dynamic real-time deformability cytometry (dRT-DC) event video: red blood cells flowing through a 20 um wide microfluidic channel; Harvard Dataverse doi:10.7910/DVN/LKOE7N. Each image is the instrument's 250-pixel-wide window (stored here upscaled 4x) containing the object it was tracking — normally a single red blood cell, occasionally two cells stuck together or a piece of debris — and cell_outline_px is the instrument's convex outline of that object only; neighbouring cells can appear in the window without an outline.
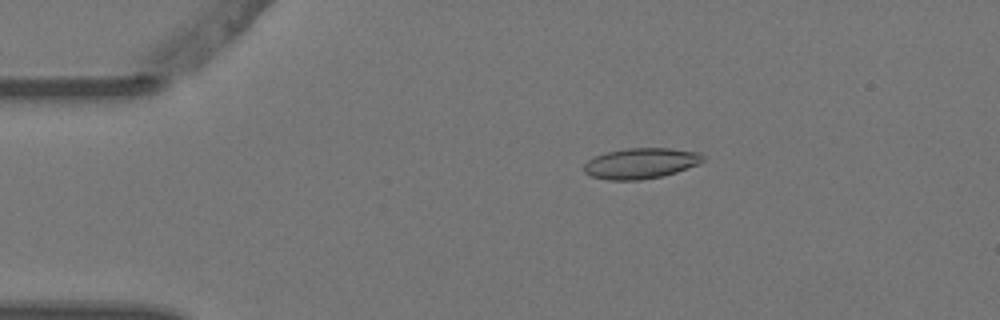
{"species": "Egyptian fruit bat (a non-hibernating species)", "species_latin": "Rousettus aegyptiacus", "temperature_condition": "warm", "stored_images_in_passage": 8, "camera_frame_rate_fps": 3000, "um_per_image_px": 0.085, "animal": {"sex": "female"}, "frame": {"image": 1, "passage_image": 2, "time_ms": 0.333, "image_size_px": [1000, 320], "cell_outline_px": [[704, 160], [700, 164], [676, 172], [660, 176], [640, 180], [608, 180], [592, 176], [584, 172], [584, 164], [588, 160], [604, 152], [624, 148], [668, 148], [700, 152], [704, 156]], "centroid_in_image_um": [54.48, 13.87], "position_along_channel_um": 30.5, "area_um2": 21.33}}
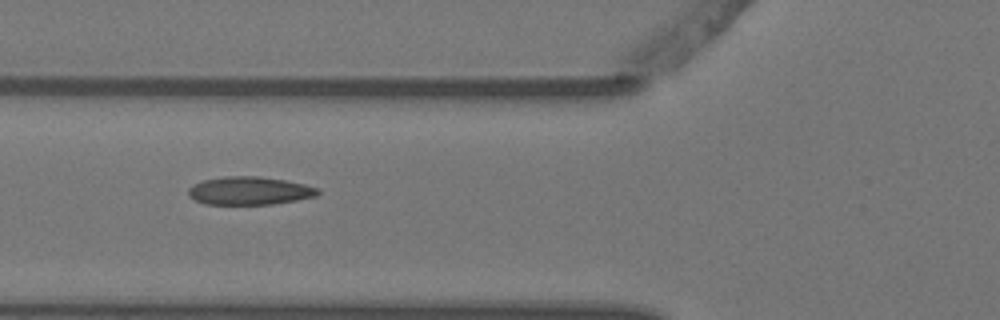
{"frame": {"image": 2, "passage_image": 5, "time_ms": 1.333, "image_size_px": [1000, 320], "cell_outline_px": [[320, 192], [316, 196], [296, 200], [272, 204], [204, 204], [188, 196], [188, 188], [192, 184], [204, 180], [224, 176], [260, 176], [284, 180], [304, 184], [320, 188]], "centroid_in_image_um": [21.2, 16.21], "position_along_channel_um": 104.6, "area_um2": 21.27}}
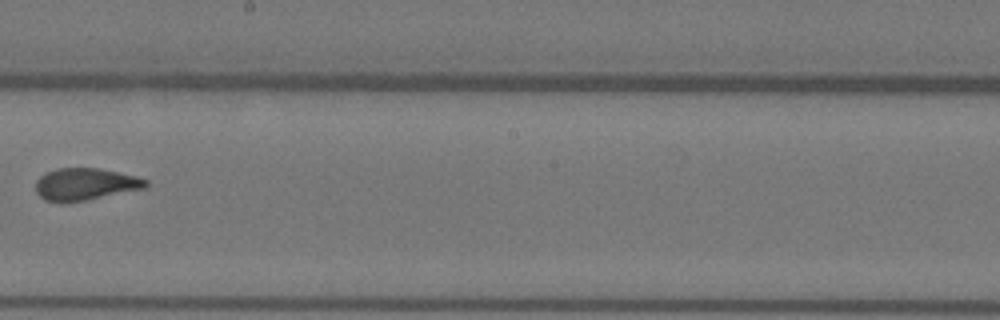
{"frame": {"image": 3, "passage_image": 8, "time_ms": 2.333, "image_size_px": [1000, 320], "cell_outline_px": [[148, 188], [64, 204], [60, 204], [44, 200], [36, 192], [36, 180], [44, 172], [56, 168], [100, 168], [136, 176], [148, 180]], "centroid_in_image_um": [7.23, 15.67], "position_along_channel_um": 241.0, "area_um2": 21.04}}